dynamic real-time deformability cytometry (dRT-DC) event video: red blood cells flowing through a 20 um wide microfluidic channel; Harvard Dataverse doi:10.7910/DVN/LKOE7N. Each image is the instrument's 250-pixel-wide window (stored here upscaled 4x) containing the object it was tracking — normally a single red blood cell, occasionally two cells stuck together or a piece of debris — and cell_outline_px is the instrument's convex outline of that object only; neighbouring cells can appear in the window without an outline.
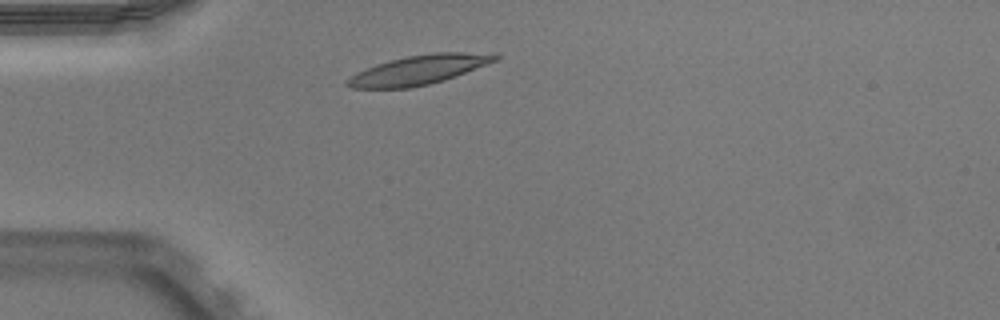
{"species": "Egyptian fruit bat (a non-hibernating species)", "species_latin": "Rousettus aegyptiacus", "temperature_condition": "warm", "stored_images_in_passage": 38, "camera_frame_rate_fps": 3000, "um_per_image_px": 0.085, "animal": {"sex": "male"}, "frame": {"image": 1, "passage_image": 1, "time_ms": 0.0, "image_size_px": [1000, 320], "cell_outline_px": [[500, 56], [496, 60], [444, 80], [428, 84], [408, 88], [352, 88], [344, 84], [344, 80], [356, 72], [376, 64], [408, 56], [436, 52], [496, 52]], "centroid_in_image_um": [35.58, 5.93], "position_along_channel_um": 49.4, "area_um2": 25.14}}
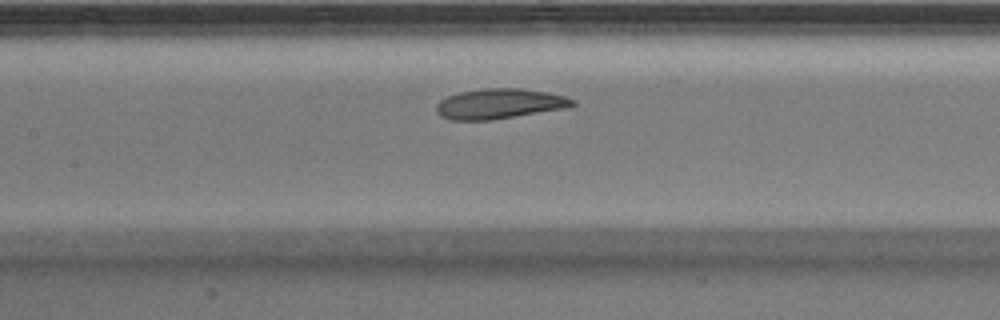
{"frame": {"image": 2, "passage_image": 11, "time_ms": 3.333, "image_size_px": [1000, 320], "cell_outline_px": [[576, 104], [568, 108], [492, 120], [452, 120], [440, 116], [436, 112], [436, 104], [440, 100], [448, 96], [460, 92], [488, 88], [520, 88], [548, 92], [564, 96], [576, 100]], "centroid_in_image_um": [42.48, 8.82], "position_along_channel_um": 164.9, "area_um2": 24.04}}
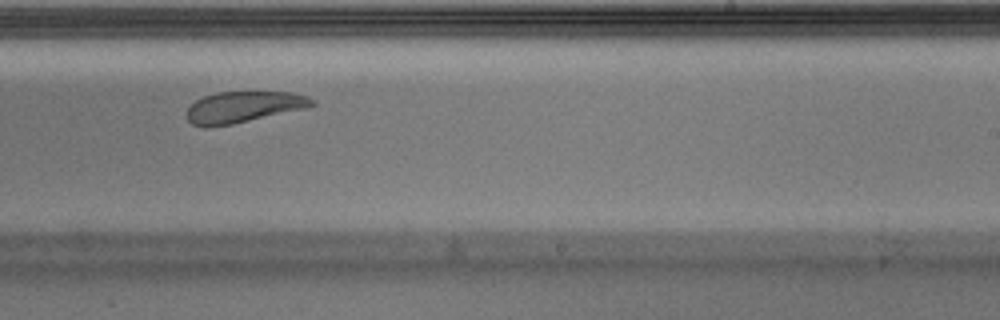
{"frame": {"image": 3, "passage_image": 19, "time_ms": 6.0, "image_size_px": [1000, 320], "cell_outline_px": [[316, 104], [308, 108], [232, 124], [208, 128], [204, 128], [192, 124], [188, 120], [188, 108], [196, 100], [204, 96], [216, 92], [292, 92], [308, 96], [316, 100]], "centroid_in_image_um": [20.73, 9.1], "position_along_channel_um": 268.3, "area_um2": 22.95}, "authors_computed_cell_mechanics": {"area_um2": 24.9696, "velocity_mm_per_s": 3.8858, "shape_relaxation_time_tau1_ms": 2.0935, "shape_relaxation_time_tau2_ms": 3.3879, "deformation_change_tau1": 0.145, "deformation_change_tau2": 0.1045}}